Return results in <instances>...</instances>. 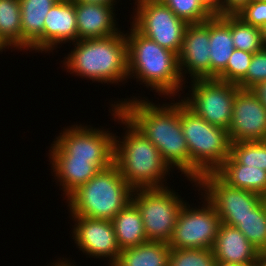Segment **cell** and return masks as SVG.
<instances>
[{"mask_svg": "<svg viewBox=\"0 0 266 266\" xmlns=\"http://www.w3.org/2000/svg\"><path fill=\"white\" fill-rule=\"evenodd\" d=\"M259 97V100L266 106V82H263L252 89Z\"/></svg>", "mask_w": 266, "mask_h": 266, "instance_id": "obj_36", "label": "cell"}, {"mask_svg": "<svg viewBox=\"0 0 266 266\" xmlns=\"http://www.w3.org/2000/svg\"><path fill=\"white\" fill-rule=\"evenodd\" d=\"M74 122L63 127L55 136L46 154L48 157H73L91 159L100 170L113 163L114 133L110 128ZM101 127V128H100ZM111 132H110V131Z\"/></svg>", "mask_w": 266, "mask_h": 266, "instance_id": "obj_7", "label": "cell"}, {"mask_svg": "<svg viewBox=\"0 0 266 266\" xmlns=\"http://www.w3.org/2000/svg\"><path fill=\"white\" fill-rule=\"evenodd\" d=\"M216 266H243V265L226 262V261H217Z\"/></svg>", "mask_w": 266, "mask_h": 266, "instance_id": "obj_40", "label": "cell"}, {"mask_svg": "<svg viewBox=\"0 0 266 266\" xmlns=\"http://www.w3.org/2000/svg\"><path fill=\"white\" fill-rule=\"evenodd\" d=\"M217 261L247 266L256 262L258 250L239 229L221 223L213 246Z\"/></svg>", "mask_w": 266, "mask_h": 266, "instance_id": "obj_20", "label": "cell"}, {"mask_svg": "<svg viewBox=\"0 0 266 266\" xmlns=\"http://www.w3.org/2000/svg\"><path fill=\"white\" fill-rule=\"evenodd\" d=\"M0 39L11 52H22L20 0H0Z\"/></svg>", "mask_w": 266, "mask_h": 266, "instance_id": "obj_25", "label": "cell"}, {"mask_svg": "<svg viewBox=\"0 0 266 266\" xmlns=\"http://www.w3.org/2000/svg\"><path fill=\"white\" fill-rule=\"evenodd\" d=\"M133 191L118 167L112 163L65 199L67 213L69 216L112 220L132 201Z\"/></svg>", "mask_w": 266, "mask_h": 266, "instance_id": "obj_5", "label": "cell"}, {"mask_svg": "<svg viewBox=\"0 0 266 266\" xmlns=\"http://www.w3.org/2000/svg\"><path fill=\"white\" fill-rule=\"evenodd\" d=\"M184 85L180 99L206 122L228 131L232 120L233 101L240 87L218 79H195ZM188 92L185 94L186 90Z\"/></svg>", "mask_w": 266, "mask_h": 266, "instance_id": "obj_10", "label": "cell"}, {"mask_svg": "<svg viewBox=\"0 0 266 266\" xmlns=\"http://www.w3.org/2000/svg\"><path fill=\"white\" fill-rule=\"evenodd\" d=\"M256 262L259 266H266V249L258 250Z\"/></svg>", "mask_w": 266, "mask_h": 266, "instance_id": "obj_39", "label": "cell"}, {"mask_svg": "<svg viewBox=\"0 0 266 266\" xmlns=\"http://www.w3.org/2000/svg\"><path fill=\"white\" fill-rule=\"evenodd\" d=\"M229 28L235 49L255 53L264 48L261 28L244 23L236 15H229Z\"/></svg>", "mask_w": 266, "mask_h": 266, "instance_id": "obj_27", "label": "cell"}, {"mask_svg": "<svg viewBox=\"0 0 266 266\" xmlns=\"http://www.w3.org/2000/svg\"><path fill=\"white\" fill-rule=\"evenodd\" d=\"M232 110L231 142L266 140V106L253 90L239 89Z\"/></svg>", "mask_w": 266, "mask_h": 266, "instance_id": "obj_14", "label": "cell"}, {"mask_svg": "<svg viewBox=\"0 0 266 266\" xmlns=\"http://www.w3.org/2000/svg\"><path fill=\"white\" fill-rule=\"evenodd\" d=\"M71 224V242L86 258L106 261L112 266L121 252L111 220L93 219L82 216H69Z\"/></svg>", "mask_w": 266, "mask_h": 266, "instance_id": "obj_13", "label": "cell"}, {"mask_svg": "<svg viewBox=\"0 0 266 266\" xmlns=\"http://www.w3.org/2000/svg\"><path fill=\"white\" fill-rule=\"evenodd\" d=\"M235 15L246 24L262 28L266 25V1L252 0Z\"/></svg>", "mask_w": 266, "mask_h": 266, "instance_id": "obj_33", "label": "cell"}, {"mask_svg": "<svg viewBox=\"0 0 266 266\" xmlns=\"http://www.w3.org/2000/svg\"><path fill=\"white\" fill-rule=\"evenodd\" d=\"M77 40L75 2L59 0L50 8L45 17L43 53L50 55L52 52L53 54V51L60 49L63 44H72Z\"/></svg>", "mask_w": 266, "mask_h": 266, "instance_id": "obj_16", "label": "cell"}, {"mask_svg": "<svg viewBox=\"0 0 266 266\" xmlns=\"http://www.w3.org/2000/svg\"><path fill=\"white\" fill-rule=\"evenodd\" d=\"M51 173L57 186L62 190L65 200L80 185L88 182L100 169L91 159H73V157H48ZM64 196V197H63Z\"/></svg>", "mask_w": 266, "mask_h": 266, "instance_id": "obj_19", "label": "cell"}, {"mask_svg": "<svg viewBox=\"0 0 266 266\" xmlns=\"http://www.w3.org/2000/svg\"><path fill=\"white\" fill-rule=\"evenodd\" d=\"M261 29H262V41H263V45H264V48H266V25L263 26Z\"/></svg>", "mask_w": 266, "mask_h": 266, "instance_id": "obj_41", "label": "cell"}, {"mask_svg": "<svg viewBox=\"0 0 266 266\" xmlns=\"http://www.w3.org/2000/svg\"><path fill=\"white\" fill-rule=\"evenodd\" d=\"M180 123L190 155V179L214 172L230 155L228 131L197 116L180 99Z\"/></svg>", "mask_w": 266, "mask_h": 266, "instance_id": "obj_6", "label": "cell"}, {"mask_svg": "<svg viewBox=\"0 0 266 266\" xmlns=\"http://www.w3.org/2000/svg\"><path fill=\"white\" fill-rule=\"evenodd\" d=\"M213 249H171L168 266H216Z\"/></svg>", "mask_w": 266, "mask_h": 266, "instance_id": "obj_30", "label": "cell"}, {"mask_svg": "<svg viewBox=\"0 0 266 266\" xmlns=\"http://www.w3.org/2000/svg\"><path fill=\"white\" fill-rule=\"evenodd\" d=\"M62 259V260H61ZM69 259V257L68 258H61V257H57V259L56 260H53L52 262H50V263H48V265L47 266H78L76 263L77 262H75V260H68ZM75 264V265H74Z\"/></svg>", "mask_w": 266, "mask_h": 266, "instance_id": "obj_37", "label": "cell"}, {"mask_svg": "<svg viewBox=\"0 0 266 266\" xmlns=\"http://www.w3.org/2000/svg\"><path fill=\"white\" fill-rule=\"evenodd\" d=\"M214 173L229 186L266 198V171L261 168L242 165L230 154Z\"/></svg>", "mask_w": 266, "mask_h": 266, "instance_id": "obj_22", "label": "cell"}, {"mask_svg": "<svg viewBox=\"0 0 266 266\" xmlns=\"http://www.w3.org/2000/svg\"><path fill=\"white\" fill-rule=\"evenodd\" d=\"M133 3L130 24L139 33L178 55L188 24L161 0Z\"/></svg>", "mask_w": 266, "mask_h": 266, "instance_id": "obj_11", "label": "cell"}, {"mask_svg": "<svg viewBox=\"0 0 266 266\" xmlns=\"http://www.w3.org/2000/svg\"><path fill=\"white\" fill-rule=\"evenodd\" d=\"M213 15H218L219 0H199Z\"/></svg>", "mask_w": 266, "mask_h": 266, "instance_id": "obj_35", "label": "cell"}, {"mask_svg": "<svg viewBox=\"0 0 266 266\" xmlns=\"http://www.w3.org/2000/svg\"><path fill=\"white\" fill-rule=\"evenodd\" d=\"M266 82V48L253 53L246 75L237 83L240 89L252 90Z\"/></svg>", "mask_w": 266, "mask_h": 266, "instance_id": "obj_32", "label": "cell"}, {"mask_svg": "<svg viewBox=\"0 0 266 266\" xmlns=\"http://www.w3.org/2000/svg\"><path fill=\"white\" fill-rule=\"evenodd\" d=\"M197 189L214 206L221 223L237 227V219L251 213L263 197L249 190L224 183L214 172L203 174L197 180Z\"/></svg>", "mask_w": 266, "mask_h": 266, "instance_id": "obj_12", "label": "cell"}, {"mask_svg": "<svg viewBox=\"0 0 266 266\" xmlns=\"http://www.w3.org/2000/svg\"><path fill=\"white\" fill-rule=\"evenodd\" d=\"M209 41V19L187 25L178 53L179 70L185 83L188 80L210 79Z\"/></svg>", "mask_w": 266, "mask_h": 266, "instance_id": "obj_15", "label": "cell"}, {"mask_svg": "<svg viewBox=\"0 0 266 266\" xmlns=\"http://www.w3.org/2000/svg\"><path fill=\"white\" fill-rule=\"evenodd\" d=\"M187 24L202 23L213 14L199 0H161Z\"/></svg>", "mask_w": 266, "mask_h": 266, "instance_id": "obj_29", "label": "cell"}, {"mask_svg": "<svg viewBox=\"0 0 266 266\" xmlns=\"http://www.w3.org/2000/svg\"><path fill=\"white\" fill-rule=\"evenodd\" d=\"M237 229L257 249H266V198H263L251 213L237 219Z\"/></svg>", "mask_w": 266, "mask_h": 266, "instance_id": "obj_26", "label": "cell"}, {"mask_svg": "<svg viewBox=\"0 0 266 266\" xmlns=\"http://www.w3.org/2000/svg\"><path fill=\"white\" fill-rule=\"evenodd\" d=\"M135 2H143V1H147V0H133Z\"/></svg>", "mask_w": 266, "mask_h": 266, "instance_id": "obj_44", "label": "cell"}, {"mask_svg": "<svg viewBox=\"0 0 266 266\" xmlns=\"http://www.w3.org/2000/svg\"><path fill=\"white\" fill-rule=\"evenodd\" d=\"M111 100L110 107H117L121 114L161 153L164 161L177 173L184 175L192 187L197 181L190 179V155L180 123V97L162 99L155 103L145 95ZM169 99V102H166ZM171 99V100H170ZM152 100V101H151ZM176 100V101H175Z\"/></svg>", "mask_w": 266, "mask_h": 266, "instance_id": "obj_1", "label": "cell"}, {"mask_svg": "<svg viewBox=\"0 0 266 266\" xmlns=\"http://www.w3.org/2000/svg\"><path fill=\"white\" fill-rule=\"evenodd\" d=\"M210 79H216L225 69L235 46L229 28V15L209 18Z\"/></svg>", "mask_w": 266, "mask_h": 266, "instance_id": "obj_21", "label": "cell"}, {"mask_svg": "<svg viewBox=\"0 0 266 266\" xmlns=\"http://www.w3.org/2000/svg\"><path fill=\"white\" fill-rule=\"evenodd\" d=\"M247 266H259V265L257 264V262H255L254 264H250V265H247Z\"/></svg>", "mask_w": 266, "mask_h": 266, "instance_id": "obj_43", "label": "cell"}, {"mask_svg": "<svg viewBox=\"0 0 266 266\" xmlns=\"http://www.w3.org/2000/svg\"><path fill=\"white\" fill-rule=\"evenodd\" d=\"M125 37L129 79L150 88L158 97H180L186 83L180 74L178 55L139 33L131 24Z\"/></svg>", "mask_w": 266, "mask_h": 266, "instance_id": "obj_3", "label": "cell"}, {"mask_svg": "<svg viewBox=\"0 0 266 266\" xmlns=\"http://www.w3.org/2000/svg\"><path fill=\"white\" fill-rule=\"evenodd\" d=\"M230 154L242 165L266 171V140L231 142Z\"/></svg>", "mask_w": 266, "mask_h": 266, "instance_id": "obj_28", "label": "cell"}, {"mask_svg": "<svg viewBox=\"0 0 266 266\" xmlns=\"http://www.w3.org/2000/svg\"><path fill=\"white\" fill-rule=\"evenodd\" d=\"M126 30L106 38L77 40L61 61L66 73L103 85L128 83ZM65 68V69H64ZM122 83V84H121Z\"/></svg>", "mask_w": 266, "mask_h": 266, "instance_id": "obj_4", "label": "cell"}, {"mask_svg": "<svg viewBox=\"0 0 266 266\" xmlns=\"http://www.w3.org/2000/svg\"><path fill=\"white\" fill-rule=\"evenodd\" d=\"M172 188V189H171ZM162 188L136 189L132 201L138 207L148 241L169 243L185 197L173 185Z\"/></svg>", "mask_w": 266, "mask_h": 266, "instance_id": "obj_9", "label": "cell"}, {"mask_svg": "<svg viewBox=\"0 0 266 266\" xmlns=\"http://www.w3.org/2000/svg\"><path fill=\"white\" fill-rule=\"evenodd\" d=\"M252 0H219L218 15H235Z\"/></svg>", "mask_w": 266, "mask_h": 266, "instance_id": "obj_34", "label": "cell"}, {"mask_svg": "<svg viewBox=\"0 0 266 266\" xmlns=\"http://www.w3.org/2000/svg\"><path fill=\"white\" fill-rule=\"evenodd\" d=\"M10 50L6 44L0 39V53L2 52H7L8 50Z\"/></svg>", "mask_w": 266, "mask_h": 266, "instance_id": "obj_42", "label": "cell"}, {"mask_svg": "<svg viewBox=\"0 0 266 266\" xmlns=\"http://www.w3.org/2000/svg\"><path fill=\"white\" fill-rule=\"evenodd\" d=\"M252 56L251 52L234 49L226 69L216 79L237 84L246 75Z\"/></svg>", "mask_w": 266, "mask_h": 266, "instance_id": "obj_31", "label": "cell"}, {"mask_svg": "<svg viewBox=\"0 0 266 266\" xmlns=\"http://www.w3.org/2000/svg\"><path fill=\"white\" fill-rule=\"evenodd\" d=\"M191 190L198 191L201 201L197 199V206L187 200L183 203L168 244L171 249H212L221 219L203 193L197 188Z\"/></svg>", "mask_w": 266, "mask_h": 266, "instance_id": "obj_8", "label": "cell"}, {"mask_svg": "<svg viewBox=\"0 0 266 266\" xmlns=\"http://www.w3.org/2000/svg\"><path fill=\"white\" fill-rule=\"evenodd\" d=\"M116 240L121 250L147 242L141 213L133 201H130L111 220Z\"/></svg>", "mask_w": 266, "mask_h": 266, "instance_id": "obj_23", "label": "cell"}, {"mask_svg": "<svg viewBox=\"0 0 266 266\" xmlns=\"http://www.w3.org/2000/svg\"><path fill=\"white\" fill-rule=\"evenodd\" d=\"M57 1L59 0H20L23 53L43 54L45 17Z\"/></svg>", "mask_w": 266, "mask_h": 266, "instance_id": "obj_18", "label": "cell"}, {"mask_svg": "<svg viewBox=\"0 0 266 266\" xmlns=\"http://www.w3.org/2000/svg\"><path fill=\"white\" fill-rule=\"evenodd\" d=\"M116 6L75 2L78 40L119 34L122 30L115 14Z\"/></svg>", "mask_w": 266, "mask_h": 266, "instance_id": "obj_17", "label": "cell"}, {"mask_svg": "<svg viewBox=\"0 0 266 266\" xmlns=\"http://www.w3.org/2000/svg\"><path fill=\"white\" fill-rule=\"evenodd\" d=\"M74 2L80 3H92V4H102V5H118L121 0H72Z\"/></svg>", "mask_w": 266, "mask_h": 266, "instance_id": "obj_38", "label": "cell"}, {"mask_svg": "<svg viewBox=\"0 0 266 266\" xmlns=\"http://www.w3.org/2000/svg\"><path fill=\"white\" fill-rule=\"evenodd\" d=\"M171 247L166 242L147 241L121 250L112 266H168Z\"/></svg>", "mask_w": 266, "mask_h": 266, "instance_id": "obj_24", "label": "cell"}, {"mask_svg": "<svg viewBox=\"0 0 266 266\" xmlns=\"http://www.w3.org/2000/svg\"><path fill=\"white\" fill-rule=\"evenodd\" d=\"M108 108V116L111 113V120L122 125L124 131L121 137L114 132L113 163L125 181L134 190L171 186L167 180L170 179V174L172 176V173L176 172L164 161L156 146L139 132L117 107Z\"/></svg>", "mask_w": 266, "mask_h": 266, "instance_id": "obj_2", "label": "cell"}]
</instances>
